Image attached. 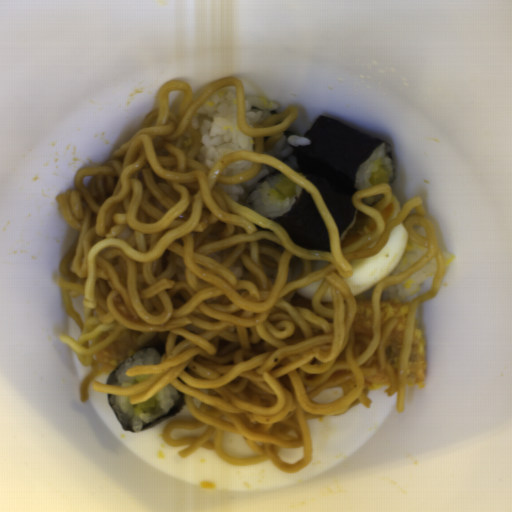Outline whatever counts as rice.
<instances>
[{
    "label": "rice",
    "instance_id": "652b925c",
    "mask_svg": "<svg viewBox=\"0 0 512 512\" xmlns=\"http://www.w3.org/2000/svg\"><path fill=\"white\" fill-rule=\"evenodd\" d=\"M237 110V87L230 86L208 96L193 114L190 125L199 135L196 157L207 169L233 151H255L253 137L238 126Z\"/></svg>",
    "mask_w": 512,
    "mask_h": 512
},
{
    "label": "rice",
    "instance_id": "023b6e5f",
    "mask_svg": "<svg viewBox=\"0 0 512 512\" xmlns=\"http://www.w3.org/2000/svg\"><path fill=\"white\" fill-rule=\"evenodd\" d=\"M179 397V391L168 384L153 396L155 407L149 411L138 409L131 404L129 397L111 395L109 401L122 425L136 433L169 412Z\"/></svg>",
    "mask_w": 512,
    "mask_h": 512
},
{
    "label": "rice",
    "instance_id": "8eca5e8b",
    "mask_svg": "<svg viewBox=\"0 0 512 512\" xmlns=\"http://www.w3.org/2000/svg\"><path fill=\"white\" fill-rule=\"evenodd\" d=\"M286 177L288 176L281 173L260 181L245 199L247 207L265 218L280 217L289 212L300 199L302 187L294 182L295 195L284 197L276 184Z\"/></svg>",
    "mask_w": 512,
    "mask_h": 512
},
{
    "label": "rice",
    "instance_id": "acb35da6",
    "mask_svg": "<svg viewBox=\"0 0 512 512\" xmlns=\"http://www.w3.org/2000/svg\"><path fill=\"white\" fill-rule=\"evenodd\" d=\"M160 362L161 357L158 351L155 350L154 348H143L141 350H138L117 367L115 372L108 380V384L128 387L133 384L144 381L145 379L150 377V375L143 374L139 376H129L127 375V369L142 365H158Z\"/></svg>",
    "mask_w": 512,
    "mask_h": 512
},
{
    "label": "rice",
    "instance_id": "b023fe2a",
    "mask_svg": "<svg viewBox=\"0 0 512 512\" xmlns=\"http://www.w3.org/2000/svg\"><path fill=\"white\" fill-rule=\"evenodd\" d=\"M383 169L388 177V182L395 178V169L392 158L388 156L387 145L382 143L377 147L368 159L359 166L355 176V188L360 190L374 187L371 182L373 172Z\"/></svg>",
    "mask_w": 512,
    "mask_h": 512
},
{
    "label": "rice",
    "instance_id": "e3fd555f",
    "mask_svg": "<svg viewBox=\"0 0 512 512\" xmlns=\"http://www.w3.org/2000/svg\"><path fill=\"white\" fill-rule=\"evenodd\" d=\"M437 261L431 258L429 262L424 265L417 272L407 277L397 285H388L381 291V300L398 302L402 301L404 297L416 295L419 290V285L426 279L434 276L436 272Z\"/></svg>",
    "mask_w": 512,
    "mask_h": 512
},
{
    "label": "rice",
    "instance_id": "a3056103",
    "mask_svg": "<svg viewBox=\"0 0 512 512\" xmlns=\"http://www.w3.org/2000/svg\"><path fill=\"white\" fill-rule=\"evenodd\" d=\"M310 143L308 138L299 135L285 136L270 147L266 154L296 170L300 167V163L295 155L294 147Z\"/></svg>",
    "mask_w": 512,
    "mask_h": 512
},
{
    "label": "rice",
    "instance_id": "f2f60c81",
    "mask_svg": "<svg viewBox=\"0 0 512 512\" xmlns=\"http://www.w3.org/2000/svg\"><path fill=\"white\" fill-rule=\"evenodd\" d=\"M278 107L263 97L249 95L245 98L243 105L245 121L250 127L261 125L270 118L271 113Z\"/></svg>",
    "mask_w": 512,
    "mask_h": 512
},
{
    "label": "rice",
    "instance_id": "0b520998",
    "mask_svg": "<svg viewBox=\"0 0 512 512\" xmlns=\"http://www.w3.org/2000/svg\"><path fill=\"white\" fill-rule=\"evenodd\" d=\"M276 171L275 168H271L268 166H260V170L258 173L252 177L251 179L237 184H217L218 187L222 188L224 192L230 196L237 203H243L245 198L249 195V193L254 189V187L258 184V182L264 178L265 176L271 174Z\"/></svg>",
    "mask_w": 512,
    "mask_h": 512
},
{
    "label": "rice",
    "instance_id": "e7b20468",
    "mask_svg": "<svg viewBox=\"0 0 512 512\" xmlns=\"http://www.w3.org/2000/svg\"><path fill=\"white\" fill-rule=\"evenodd\" d=\"M428 247H424L419 245L413 240L407 238L405 250L396 264V266L392 269V271L386 276H396L400 275L406 269L411 267L413 264L418 262L422 256L427 252Z\"/></svg>",
    "mask_w": 512,
    "mask_h": 512
},
{
    "label": "rice",
    "instance_id": "d2b440a0",
    "mask_svg": "<svg viewBox=\"0 0 512 512\" xmlns=\"http://www.w3.org/2000/svg\"><path fill=\"white\" fill-rule=\"evenodd\" d=\"M253 162L248 160H239L226 165L220 172L221 175H236L248 171L252 168Z\"/></svg>",
    "mask_w": 512,
    "mask_h": 512
}]
</instances>
